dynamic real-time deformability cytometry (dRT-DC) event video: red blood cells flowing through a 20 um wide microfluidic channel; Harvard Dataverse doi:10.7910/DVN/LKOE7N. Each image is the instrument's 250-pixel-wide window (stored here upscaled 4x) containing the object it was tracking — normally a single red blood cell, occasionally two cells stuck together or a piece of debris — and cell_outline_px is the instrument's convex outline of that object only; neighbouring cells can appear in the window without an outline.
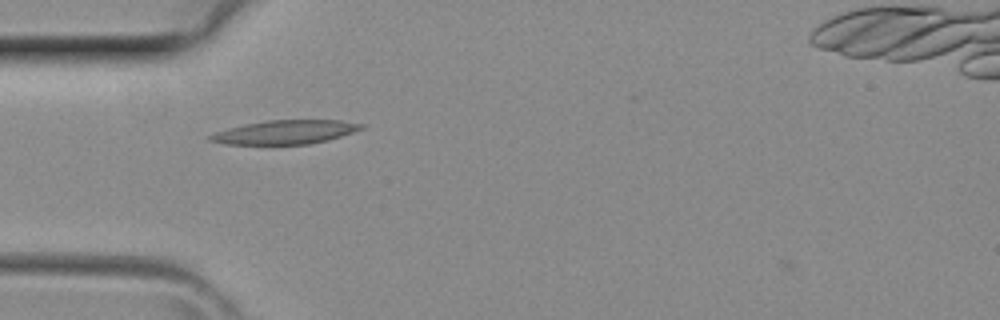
{"species": "common noctule bat (a hibernating species)", "species_latin": "Nyctalus noctula", "temperature_condition": "room temperature", "stored_images_in_passage": 1, "camera_frame_rate_fps": 3000, "um_per_image_px": 0.085, "animal": {"sex": "female", "body_mass_g": 29.2, "forearm_length_mm": 56.3}, "frame": {"image": 1, "passage_image": 1, "time_ms": 0.0, "image_size_px": [1000, 320], "cell_outline_px": [[364, 128], [328, 140], [308, 144], [224, 144], [208, 140], [208, 136], [216, 132], [228, 128], [244, 124], [268, 120], [340, 120], [364, 124]], "centroid_in_image_um": [24.23, 11.23], "position_along_channel_um": 60.8, "area_um2": 20.87}}